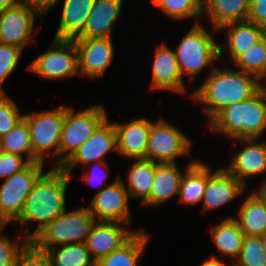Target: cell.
Returning <instances> with one entry per match:
<instances>
[{"instance_id": "obj_1", "label": "cell", "mask_w": 266, "mask_h": 266, "mask_svg": "<svg viewBox=\"0 0 266 266\" xmlns=\"http://www.w3.org/2000/svg\"><path fill=\"white\" fill-rule=\"evenodd\" d=\"M70 180L72 181V177L60 167H50L34 184L20 217L12 226L20 227L17 230L31 241L45 226L67 210ZM31 222L38 223L34 230L27 225Z\"/></svg>"}, {"instance_id": "obj_2", "label": "cell", "mask_w": 266, "mask_h": 266, "mask_svg": "<svg viewBox=\"0 0 266 266\" xmlns=\"http://www.w3.org/2000/svg\"><path fill=\"white\" fill-rule=\"evenodd\" d=\"M221 66L217 64L201 84L192 90L191 99L194 104L202 105L207 125L223 109L251 98L262 88L257 77L231 68L230 65Z\"/></svg>"}, {"instance_id": "obj_3", "label": "cell", "mask_w": 266, "mask_h": 266, "mask_svg": "<svg viewBox=\"0 0 266 266\" xmlns=\"http://www.w3.org/2000/svg\"><path fill=\"white\" fill-rule=\"evenodd\" d=\"M210 133L230 141L236 138H264L266 135V88L251 98L223 109L208 125Z\"/></svg>"}, {"instance_id": "obj_4", "label": "cell", "mask_w": 266, "mask_h": 266, "mask_svg": "<svg viewBox=\"0 0 266 266\" xmlns=\"http://www.w3.org/2000/svg\"><path fill=\"white\" fill-rule=\"evenodd\" d=\"M210 28L207 29L202 20L192 24L174 48L180 73L189 85L206 69L209 71L205 75L207 77L219 61L218 30Z\"/></svg>"}, {"instance_id": "obj_5", "label": "cell", "mask_w": 266, "mask_h": 266, "mask_svg": "<svg viewBox=\"0 0 266 266\" xmlns=\"http://www.w3.org/2000/svg\"><path fill=\"white\" fill-rule=\"evenodd\" d=\"M29 131L33 156L39 162H52V167H59V145L65 121V105L41 111L24 113Z\"/></svg>"}, {"instance_id": "obj_6", "label": "cell", "mask_w": 266, "mask_h": 266, "mask_svg": "<svg viewBox=\"0 0 266 266\" xmlns=\"http://www.w3.org/2000/svg\"><path fill=\"white\" fill-rule=\"evenodd\" d=\"M94 216L87 205L67 210L45 226L30 242L39 250L63 245L85 243L92 226Z\"/></svg>"}, {"instance_id": "obj_7", "label": "cell", "mask_w": 266, "mask_h": 266, "mask_svg": "<svg viewBox=\"0 0 266 266\" xmlns=\"http://www.w3.org/2000/svg\"><path fill=\"white\" fill-rule=\"evenodd\" d=\"M107 117L105 105L97 102L79 110L70 105L65 106V121L59 145V167L92 136Z\"/></svg>"}, {"instance_id": "obj_8", "label": "cell", "mask_w": 266, "mask_h": 266, "mask_svg": "<svg viewBox=\"0 0 266 266\" xmlns=\"http://www.w3.org/2000/svg\"><path fill=\"white\" fill-rule=\"evenodd\" d=\"M193 143L182 128L160 116L151 124L146 159L155 163H179V158L191 154Z\"/></svg>"}, {"instance_id": "obj_9", "label": "cell", "mask_w": 266, "mask_h": 266, "mask_svg": "<svg viewBox=\"0 0 266 266\" xmlns=\"http://www.w3.org/2000/svg\"><path fill=\"white\" fill-rule=\"evenodd\" d=\"M26 70L49 82L65 81L79 76L77 49L73 40L53 38L48 49L34 58Z\"/></svg>"}, {"instance_id": "obj_10", "label": "cell", "mask_w": 266, "mask_h": 266, "mask_svg": "<svg viewBox=\"0 0 266 266\" xmlns=\"http://www.w3.org/2000/svg\"><path fill=\"white\" fill-rule=\"evenodd\" d=\"M45 163H30L24 170L3 179L0 184V224L12 225L21 215L25 200L40 176Z\"/></svg>"}, {"instance_id": "obj_11", "label": "cell", "mask_w": 266, "mask_h": 266, "mask_svg": "<svg viewBox=\"0 0 266 266\" xmlns=\"http://www.w3.org/2000/svg\"><path fill=\"white\" fill-rule=\"evenodd\" d=\"M36 18L39 22L45 14L37 7L18 1L12 7L0 12V43L14 45L25 51V48L35 40Z\"/></svg>"}, {"instance_id": "obj_12", "label": "cell", "mask_w": 266, "mask_h": 266, "mask_svg": "<svg viewBox=\"0 0 266 266\" xmlns=\"http://www.w3.org/2000/svg\"><path fill=\"white\" fill-rule=\"evenodd\" d=\"M230 142L237 148L242 146L232 153L228 164L223 167L247 189V180L251 178L261 177V182L266 181V139L236 138Z\"/></svg>"}, {"instance_id": "obj_13", "label": "cell", "mask_w": 266, "mask_h": 266, "mask_svg": "<svg viewBox=\"0 0 266 266\" xmlns=\"http://www.w3.org/2000/svg\"><path fill=\"white\" fill-rule=\"evenodd\" d=\"M117 155V134L109 116L98 126L92 136L60 167L70 177L79 166L98 161H106L111 153Z\"/></svg>"}, {"instance_id": "obj_14", "label": "cell", "mask_w": 266, "mask_h": 266, "mask_svg": "<svg viewBox=\"0 0 266 266\" xmlns=\"http://www.w3.org/2000/svg\"><path fill=\"white\" fill-rule=\"evenodd\" d=\"M92 196L87 207L95 221L133 225L131 201L120 177Z\"/></svg>"}, {"instance_id": "obj_15", "label": "cell", "mask_w": 266, "mask_h": 266, "mask_svg": "<svg viewBox=\"0 0 266 266\" xmlns=\"http://www.w3.org/2000/svg\"><path fill=\"white\" fill-rule=\"evenodd\" d=\"M158 45V46H157ZM155 46L153 62L151 63L150 91H167L168 93H178L187 96L191 100L192 92L188 91L187 82L183 79L176 59L174 49L163 40ZM188 89V90H187ZM188 93V94H187Z\"/></svg>"}, {"instance_id": "obj_16", "label": "cell", "mask_w": 266, "mask_h": 266, "mask_svg": "<svg viewBox=\"0 0 266 266\" xmlns=\"http://www.w3.org/2000/svg\"><path fill=\"white\" fill-rule=\"evenodd\" d=\"M113 38H75L78 73L88 79H100L114 62Z\"/></svg>"}, {"instance_id": "obj_17", "label": "cell", "mask_w": 266, "mask_h": 266, "mask_svg": "<svg viewBox=\"0 0 266 266\" xmlns=\"http://www.w3.org/2000/svg\"><path fill=\"white\" fill-rule=\"evenodd\" d=\"M130 224L118 222H95L86 238L85 245L92 259L97 262L125 244L137 231Z\"/></svg>"}, {"instance_id": "obj_18", "label": "cell", "mask_w": 266, "mask_h": 266, "mask_svg": "<svg viewBox=\"0 0 266 266\" xmlns=\"http://www.w3.org/2000/svg\"><path fill=\"white\" fill-rule=\"evenodd\" d=\"M220 33H224L226 39L224 43L222 40L219 43L220 64L226 58L227 62L232 64L241 54L261 40L266 35V30L249 20H244L222 26L218 30V34Z\"/></svg>"}, {"instance_id": "obj_19", "label": "cell", "mask_w": 266, "mask_h": 266, "mask_svg": "<svg viewBox=\"0 0 266 266\" xmlns=\"http://www.w3.org/2000/svg\"><path fill=\"white\" fill-rule=\"evenodd\" d=\"M153 120L146 116L114 122L117 134V154L125 159H146L148 138Z\"/></svg>"}, {"instance_id": "obj_20", "label": "cell", "mask_w": 266, "mask_h": 266, "mask_svg": "<svg viewBox=\"0 0 266 266\" xmlns=\"http://www.w3.org/2000/svg\"><path fill=\"white\" fill-rule=\"evenodd\" d=\"M247 190L236 177L231 175L223 165L218 167L207 179L206 188L201 202V212L207 213L227 206L242 198Z\"/></svg>"}, {"instance_id": "obj_21", "label": "cell", "mask_w": 266, "mask_h": 266, "mask_svg": "<svg viewBox=\"0 0 266 266\" xmlns=\"http://www.w3.org/2000/svg\"><path fill=\"white\" fill-rule=\"evenodd\" d=\"M195 161L191 159L187 162L186 167L182 169L183 172L179 163H156L150 196L141 207L159 208L171 199L178 198L182 176Z\"/></svg>"}, {"instance_id": "obj_22", "label": "cell", "mask_w": 266, "mask_h": 266, "mask_svg": "<svg viewBox=\"0 0 266 266\" xmlns=\"http://www.w3.org/2000/svg\"><path fill=\"white\" fill-rule=\"evenodd\" d=\"M124 0H95L84 31L77 38H112L124 10Z\"/></svg>"}, {"instance_id": "obj_23", "label": "cell", "mask_w": 266, "mask_h": 266, "mask_svg": "<svg viewBox=\"0 0 266 266\" xmlns=\"http://www.w3.org/2000/svg\"><path fill=\"white\" fill-rule=\"evenodd\" d=\"M95 0H56L45 16L58 4H62L61 16L53 38L73 40L77 38L85 28L89 13Z\"/></svg>"}, {"instance_id": "obj_24", "label": "cell", "mask_w": 266, "mask_h": 266, "mask_svg": "<svg viewBox=\"0 0 266 266\" xmlns=\"http://www.w3.org/2000/svg\"><path fill=\"white\" fill-rule=\"evenodd\" d=\"M210 227L208 234H210L211 242L214 244L213 247L217 251V255L213 254L212 257L230 258L228 262L233 263L241 251L244 239V234L233 215L230 213L229 216H225L220 222L218 220Z\"/></svg>"}, {"instance_id": "obj_25", "label": "cell", "mask_w": 266, "mask_h": 266, "mask_svg": "<svg viewBox=\"0 0 266 266\" xmlns=\"http://www.w3.org/2000/svg\"><path fill=\"white\" fill-rule=\"evenodd\" d=\"M250 4L251 0H202V19L219 30L226 24L247 20Z\"/></svg>"}, {"instance_id": "obj_26", "label": "cell", "mask_w": 266, "mask_h": 266, "mask_svg": "<svg viewBox=\"0 0 266 266\" xmlns=\"http://www.w3.org/2000/svg\"><path fill=\"white\" fill-rule=\"evenodd\" d=\"M196 159L184 172L179 187L178 202L187 207L201 205L207 179L219 167L212 169L206 161Z\"/></svg>"}, {"instance_id": "obj_27", "label": "cell", "mask_w": 266, "mask_h": 266, "mask_svg": "<svg viewBox=\"0 0 266 266\" xmlns=\"http://www.w3.org/2000/svg\"><path fill=\"white\" fill-rule=\"evenodd\" d=\"M248 191L242 194V202L233 218L244 236H261L266 231V205L253 190Z\"/></svg>"}, {"instance_id": "obj_28", "label": "cell", "mask_w": 266, "mask_h": 266, "mask_svg": "<svg viewBox=\"0 0 266 266\" xmlns=\"http://www.w3.org/2000/svg\"><path fill=\"white\" fill-rule=\"evenodd\" d=\"M128 175L125 180L120 173L130 200L140 199L142 205L150 196L151 187L155 176L156 163L148 159H131ZM127 183H126V182Z\"/></svg>"}, {"instance_id": "obj_29", "label": "cell", "mask_w": 266, "mask_h": 266, "mask_svg": "<svg viewBox=\"0 0 266 266\" xmlns=\"http://www.w3.org/2000/svg\"><path fill=\"white\" fill-rule=\"evenodd\" d=\"M151 236L145 229L137 231L120 248L97 261L95 266H139Z\"/></svg>"}, {"instance_id": "obj_30", "label": "cell", "mask_w": 266, "mask_h": 266, "mask_svg": "<svg viewBox=\"0 0 266 266\" xmlns=\"http://www.w3.org/2000/svg\"><path fill=\"white\" fill-rule=\"evenodd\" d=\"M150 4L174 22L194 20L197 24L202 18V0H150Z\"/></svg>"}, {"instance_id": "obj_31", "label": "cell", "mask_w": 266, "mask_h": 266, "mask_svg": "<svg viewBox=\"0 0 266 266\" xmlns=\"http://www.w3.org/2000/svg\"><path fill=\"white\" fill-rule=\"evenodd\" d=\"M1 151L18 154L30 163L39 162L33 156L30 131L24 117L1 138Z\"/></svg>"}, {"instance_id": "obj_32", "label": "cell", "mask_w": 266, "mask_h": 266, "mask_svg": "<svg viewBox=\"0 0 266 266\" xmlns=\"http://www.w3.org/2000/svg\"><path fill=\"white\" fill-rule=\"evenodd\" d=\"M53 266H95L84 243L63 244L46 251Z\"/></svg>"}, {"instance_id": "obj_33", "label": "cell", "mask_w": 266, "mask_h": 266, "mask_svg": "<svg viewBox=\"0 0 266 266\" xmlns=\"http://www.w3.org/2000/svg\"><path fill=\"white\" fill-rule=\"evenodd\" d=\"M231 66L262 81L266 76V35L241 54Z\"/></svg>"}, {"instance_id": "obj_34", "label": "cell", "mask_w": 266, "mask_h": 266, "mask_svg": "<svg viewBox=\"0 0 266 266\" xmlns=\"http://www.w3.org/2000/svg\"><path fill=\"white\" fill-rule=\"evenodd\" d=\"M232 266H266L260 236H244L241 251Z\"/></svg>"}, {"instance_id": "obj_35", "label": "cell", "mask_w": 266, "mask_h": 266, "mask_svg": "<svg viewBox=\"0 0 266 266\" xmlns=\"http://www.w3.org/2000/svg\"><path fill=\"white\" fill-rule=\"evenodd\" d=\"M0 227V266H16L19 253L30 242L16 228V238H9L4 234V228Z\"/></svg>"}, {"instance_id": "obj_36", "label": "cell", "mask_w": 266, "mask_h": 266, "mask_svg": "<svg viewBox=\"0 0 266 266\" xmlns=\"http://www.w3.org/2000/svg\"><path fill=\"white\" fill-rule=\"evenodd\" d=\"M23 52L17 46L0 43V94H6L5 81L16 71Z\"/></svg>"}, {"instance_id": "obj_37", "label": "cell", "mask_w": 266, "mask_h": 266, "mask_svg": "<svg viewBox=\"0 0 266 266\" xmlns=\"http://www.w3.org/2000/svg\"><path fill=\"white\" fill-rule=\"evenodd\" d=\"M82 167H84L81 174L82 180H84L89 186L99 188L94 194L100 192L107 185L114 183L120 177V172H117V175L113 178L114 180L111 181V183H108V177L111 171L109 170L110 166L106 161L92 162Z\"/></svg>"}, {"instance_id": "obj_38", "label": "cell", "mask_w": 266, "mask_h": 266, "mask_svg": "<svg viewBox=\"0 0 266 266\" xmlns=\"http://www.w3.org/2000/svg\"><path fill=\"white\" fill-rule=\"evenodd\" d=\"M23 114L14 99L0 94V138L7 134L23 118Z\"/></svg>"}, {"instance_id": "obj_39", "label": "cell", "mask_w": 266, "mask_h": 266, "mask_svg": "<svg viewBox=\"0 0 266 266\" xmlns=\"http://www.w3.org/2000/svg\"><path fill=\"white\" fill-rule=\"evenodd\" d=\"M16 266H53L45 251L37 249L31 242L19 253Z\"/></svg>"}, {"instance_id": "obj_40", "label": "cell", "mask_w": 266, "mask_h": 266, "mask_svg": "<svg viewBox=\"0 0 266 266\" xmlns=\"http://www.w3.org/2000/svg\"><path fill=\"white\" fill-rule=\"evenodd\" d=\"M30 162L18 155L13 153L0 152V179H6L15 173L24 170Z\"/></svg>"}, {"instance_id": "obj_41", "label": "cell", "mask_w": 266, "mask_h": 266, "mask_svg": "<svg viewBox=\"0 0 266 266\" xmlns=\"http://www.w3.org/2000/svg\"><path fill=\"white\" fill-rule=\"evenodd\" d=\"M247 20L266 30V0H251Z\"/></svg>"}, {"instance_id": "obj_42", "label": "cell", "mask_w": 266, "mask_h": 266, "mask_svg": "<svg viewBox=\"0 0 266 266\" xmlns=\"http://www.w3.org/2000/svg\"><path fill=\"white\" fill-rule=\"evenodd\" d=\"M39 8L44 14L52 7L56 0H19Z\"/></svg>"}, {"instance_id": "obj_43", "label": "cell", "mask_w": 266, "mask_h": 266, "mask_svg": "<svg viewBox=\"0 0 266 266\" xmlns=\"http://www.w3.org/2000/svg\"><path fill=\"white\" fill-rule=\"evenodd\" d=\"M225 260H222L221 258L216 257H210L205 259L203 262H201L198 266H232V263H228Z\"/></svg>"}, {"instance_id": "obj_44", "label": "cell", "mask_w": 266, "mask_h": 266, "mask_svg": "<svg viewBox=\"0 0 266 266\" xmlns=\"http://www.w3.org/2000/svg\"><path fill=\"white\" fill-rule=\"evenodd\" d=\"M253 191L260 197V199L266 205V181L258 184V187L256 189L254 188Z\"/></svg>"}, {"instance_id": "obj_45", "label": "cell", "mask_w": 266, "mask_h": 266, "mask_svg": "<svg viewBox=\"0 0 266 266\" xmlns=\"http://www.w3.org/2000/svg\"><path fill=\"white\" fill-rule=\"evenodd\" d=\"M19 0H0V12L12 7Z\"/></svg>"}, {"instance_id": "obj_46", "label": "cell", "mask_w": 266, "mask_h": 266, "mask_svg": "<svg viewBox=\"0 0 266 266\" xmlns=\"http://www.w3.org/2000/svg\"><path fill=\"white\" fill-rule=\"evenodd\" d=\"M260 238H261V243H262V249L266 256V231L260 236Z\"/></svg>"}, {"instance_id": "obj_47", "label": "cell", "mask_w": 266, "mask_h": 266, "mask_svg": "<svg viewBox=\"0 0 266 266\" xmlns=\"http://www.w3.org/2000/svg\"><path fill=\"white\" fill-rule=\"evenodd\" d=\"M261 86L266 88V76L264 79L261 81Z\"/></svg>"}]
</instances>
